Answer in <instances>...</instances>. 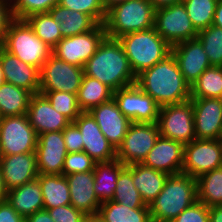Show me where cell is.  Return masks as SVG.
Instances as JSON below:
<instances>
[{"label": "cell", "mask_w": 222, "mask_h": 222, "mask_svg": "<svg viewBox=\"0 0 222 222\" xmlns=\"http://www.w3.org/2000/svg\"><path fill=\"white\" fill-rule=\"evenodd\" d=\"M136 84L160 106L191 99V86L185 81L172 53L138 74Z\"/></svg>", "instance_id": "cell-1"}, {"label": "cell", "mask_w": 222, "mask_h": 222, "mask_svg": "<svg viewBox=\"0 0 222 222\" xmlns=\"http://www.w3.org/2000/svg\"><path fill=\"white\" fill-rule=\"evenodd\" d=\"M84 75L95 78L113 91L136 83L120 41L105 36L95 54L84 64Z\"/></svg>", "instance_id": "cell-2"}, {"label": "cell", "mask_w": 222, "mask_h": 222, "mask_svg": "<svg viewBox=\"0 0 222 222\" xmlns=\"http://www.w3.org/2000/svg\"><path fill=\"white\" fill-rule=\"evenodd\" d=\"M197 201V180L187 174L169 175L162 191L149 205L152 222H171Z\"/></svg>", "instance_id": "cell-3"}, {"label": "cell", "mask_w": 222, "mask_h": 222, "mask_svg": "<svg viewBox=\"0 0 222 222\" xmlns=\"http://www.w3.org/2000/svg\"><path fill=\"white\" fill-rule=\"evenodd\" d=\"M155 10L148 0H126L110 7L104 21L106 36L118 39L153 28Z\"/></svg>", "instance_id": "cell-4"}, {"label": "cell", "mask_w": 222, "mask_h": 222, "mask_svg": "<svg viewBox=\"0 0 222 222\" xmlns=\"http://www.w3.org/2000/svg\"><path fill=\"white\" fill-rule=\"evenodd\" d=\"M131 70L137 76L171 54L172 47L153 28L118 38Z\"/></svg>", "instance_id": "cell-5"}, {"label": "cell", "mask_w": 222, "mask_h": 222, "mask_svg": "<svg viewBox=\"0 0 222 222\" xmlns=\"http://www.w3.org/2000/svg\"><path fill=\"white\" fill-rule=\"evenodd\" d=\"M2 47L21 61L41 70L52 55V48L44 43L25 19H13L5 33Z\"/></svg>", "instance_id": "cell-6"}, {"label": "cell", "mask_w": 222, "mask_h": 222, "mask_svg": "<svg viewBox=\"0 0 222 222\" xmlns=\"http://www.w3.org/2000/svg\"><path fill=\"white\" fill-rule=\"evenodd\" d=\"M38 135L27 114L2 117L0 121V155L36 152Z\"/></svg>", "instance_id": "cell-7"}, {"label": "cell", "mask_w": 222, "mask_h": 222, "mask_svg": "<svg viewBox=\"0 0 222 222\" xmlns=\"http://www.w3.org/2000/svg\"><path fill=\"white\" fill-rule=\"evenodd\" d=\"M154 29L171 47L198 35L182 2L157 8Z\"/></svg>", "instance_id": "cell-8"}, {"label": "cell", "mask_w": 222, "mask_h": 222, "mask_svg": "<svg viewBox=\"0 0 222 222\" xmlns=\"http://www.w3.org/2000/svg\"><path fill=\"white\" fill-rule=\"evenodd\" d=\"M157 124L160 136L190 143L196 139L192 101L161 106Z\"/></svg>", "instance_id": "cell-9"}, {"label": "cell", "mask_w": 222, "mask_h": 222, "mask_svg": "<svg viewBox=\"0 0 222 222\" xmlns=\"http://www.w3.org/2000/svg\"><path fill=\"white\" fill-rule=\"evenodd\" d=\"M159 136L157 123L132 122L116 150V159L125 165L142 163Z\"/></svg>", "instance_id": "cell-10"}, {"label": "cell", "mask_w": 222, "mask_h": 222, "mask_svg": "<svg viewBox=\"0 0 222 222\" xmlns=\"http://www.w3.org/2000/svg\"><path fill=\"white\" fill-rule=\"evenodd\" d=\"M222 167V149L219 139H194L184 145L183 174L193 178Z\"/></svg>", "instance_id": "cell-11"}, {"label": "cell", "mask_w": 222, "mask_h": 222, "mask_svg": "<svg viewBox=\"0 0 222 222\" xmlns=\"http://www.w3.org/2000/svg\"><path fill=\"white\" fill-rule=\"evenodd\" d=\"M105 36L104 24H98L89 32L63 37L52 49V54L69 64L83 68Z\"/></svg>", "instance_id": "cell-12"}, {"label": "cell", "mask_w": 222, "mask_h": 222, "mask_svg": "<svg viewBox=\"0 0 222 222\" xmlns=\"http://www.w3.org/2000/svg\"><path fill=\"white\" fill-rule=\"evenodd\" d=\"M113 99L131 122H158L161 106L136 83L114 91Z\"/></svg>", "instance_id": "cell-13"}, {"label": "cell", "mask_w": 222, "mask_h": 222, "mask_svg": "<svg viewBox=\"0 0 222 222\" xmlns=\"http://www.w3.org/2000/svg\"><path fill=\"white\" fill-rule=\"evenodd\" d=\"M84 75L83 68L51 55L40 70V91L77 94Z\"/></svg>", "instance_id": "cell-14"}, {"label": "cell", "mask_w": 222, "mask_h": 222, "mask_svg": "<svg viewBox=\"0 0 222 222\" xmlns=\"http://www.w3.org/2000/svg\"><path fill=\"white\" fill-rule=\"evenodd\" d=\"M82 134L83 151L96 163L116 159V149L101 132L89 112H82L73 122Z\"/></svg>", "instance_id": "cell-15"}, {"label": "cell", "mask_w": 222, "mask_h": 222, "mask_svg": "<svg viewBox=\"0 0 222 222\" xmlns=\"http://www.w3.org/2000/svg\"><path fill=\"white\" fill-rule=\"evenodd\" d=\"M196 139H219L222 136V99L191 98Z\"/></svg>", "instance_id": "cell-16"}, {"label": "cell", "mask_w": 222, "mask_h": 222, "mask_svg": "<svg viewBox=\"0 0 222 222\" xmlns=\"http://www.w3.org/2000/svg\"><path fill=\"white\" fill-rule=\"evenodd\" d=\"M67 153L62 131L38 135L36 157L39 174H62Z\"/></svg>", "instance_id": "cell-17"}, {"label": "cell", "mask_w": 222, "mask_h": 222, "mask_svg": "<svg viewBox=\"0 0 222 222\" xmlns=\"http://www.w3.org/2000/svg\"><path fill=\"white\" fill-rule=\"evenodd\" d=\"M171 53L176 59L185 81L192 86L211 64L201 42L195 38L172 46Z\"/></svg>", "instance_id": "cell-18"}, {"label": "cell", "mask_w": 222, "mask_h": 222, "mask_svg": "<svg viewBox=\"0 0 222 222\" xmlns=\"http://www.w3.org/2000/svg\"><path fill=\"white\" fill-rule=\"evenodd\" d=\"M89 113L107 140L117 150L132 122L122 114L113 98L92 108Z\"/></svg>", "instance_id": "cell-19"}, {"label": "cell", "mask_w": 222, "mask_h": 222, "mask_svg": "<svg viewBox=\"0 0 222 222\" xmlns=\"http://www.w3.org/2000/svg\"><path fill=\"white\" fill-rule=\"evenodd\" d=\"M183 154L184 145L181 142L159 136L142 164L175 175L182 172Z\"/></svg>", "instance_id": "cell-20"}, {"label": "cell", "mask_w": 222, "mask_h": 222, "mask_svg": "<svg viewBox=\"0 0 222 222\" xmlns=\"http://www.w3.org/2000/svg\"><path fill=\"white\" fill-rule=\"evenodd\" d=\"M0 171L9 191L39 176L36 152L1 156Z\"/></svg>", "instance_id": "cell-21"}, {"label": "cell", "mask_w": 222, "mask_h": 222, "mask_svg": "<svg viewBox=\"0 0 222 222\" xmlns=\"http://www.w3.org/2000/svg\"><path fill=\"white\" fill-rule=\"evenodd\" d=\"M27 117L37 135L63 131L71 123L63 114L57 112L41 93L31 96Z\"/></svg>", "instance_id": "cell-22"}, {"label": "cell", "mask_w": 222, "mask_h": 222, "mask_svg": "<svg viewBox=\"0 0 222 222\" xmlns=\"http://www.w3.org/2000/svg\"><path fill=\"white\" fill-rule=\"evenodd\" d=\"M0 60L5 82L24 88L32 94L40 92V70L38 68L21 61L2 46L0 47Z\"/></svg>", "instance_id": "cell-23"}, {"label": "cell", "mask_w": 222, "mask_h": 222, "mask_svg": "<svg viewBox=\"0 0 222 222\" xmlns=\"http://www.w3.org/2000/svg\"><path fill=\"white\" fill-rule=\"evenodd\" d=\"M70 192V204L87 216L98 214L102 204L94 192L93 171L66 175Z\"/></svg>", "instance_id": "cell-24"}, {"label": "cell", "mask_w": 222, "mask_h": 222, "mask_svg": "<svg viewBox=\"0 0 222 222\" xmlns=\"http://www.w3.org/2000/svg\"><path fill=\"white\" fill-rule=\"evenodd\" d=\"M6 200L24 218L44 209L42 191L37 178L9 190Z\"/></svg>", "instance_id": "cell-25"}, {"label": "cell", "mask_w": 222, "mask_h": 222, "mask_svg": "<svg viewBox=\"0 0 222 222\" xmlns=\"http://www.w3.org/2000/svg\"><path fill=\"white\" fill-rule=\"evenodd\" d=\"M169 174L147 167L142 163L132 164V180L144 203L151 202L162 191Z\"/></svg>", "instance_id": "cell-26"}, {"label": "cell", "mask_w": 222, "mask_h": 222, "mask_svg": "<svg viewBox=\"0 0 222 222\" xmlns=\"http://www.w3.org/2000/svg\"><path fill=\"white\" fill-rule=\"evenodd\" d=\"M56 23H60L62 37H70L93 30L98 23L87 14L56 5L48 12Z\"/></svg>", "instance_id": "cell-27"}, {"label": "cell", "mask_w": 222, "mask_h": 222, "mask_svg": "<svg viewBox=\"0 0 222 222\" xmlns=\"http://www.w3.org/2000/svg\"><path fill=\"white\" fill-rule=\"evenodd\" d=\"M125 166L117 159L109 162L95 163L93 170L94 192L101 203L113 199L116 182L121 170Z\"/></svg>", "instance_id": "cell-28"}, {"label": "cell", "mask_w": 222, "mask_h": 222, "mask_svg": "<svg viewBox=\"0 0 222 222\" xmlns=\"http://www.w3.org/2000/svg\"><path fill=\"white\" fill-rule=\"evenodd\" d=\"M44 209H53L70 204V192L65 175L39 174Z\"/></svg>", "instance_id": "cell-29"}, {"label": "cell", "mask_w": 222, "mask_h": 222, "mask_svg": "<svg viewBox=\"0 0 222 222\" xmlns=\"http://www.w3.org/2000/svg\"><path fill=\"white\" fill-rule=\"evenodd\" d=\"M113 90L99 80L83 75L77 93L78 106L82 112H89L92 108L113 98Z\"/></svg>", "instance_id": "cell-30"}, {"label": "cell", "mask_w": 222, "mask_h": 222, "mask_svg": "<svg viewBox=\"0 0 222 222\" xmlns=\"http://www.w3.org/2000/svg\"><path fill=\"white\" fill-rule=\"evenodd\" d=\"M33 94L24 88L4 82L0 85V113L2 117L27 114Z\"/></svg>", "instance_id": "cell-31"}, {"label": "cell", "mask_w": 222, "mask_h": 222, "mask_svg": "<svg viewBox=\"0 0 222 222\" xmlns=\"http://www.w3.org/2000/svg\"><path fill=\"white\" fill-rule=\"evenodd\" d=\"M97 215L103 222H152L149 208H130L112 200L102 202Z\"/></svg>", "instance_id": "cell-32"}, {"label": "cell", "mask_w": 222, "mask_h": 222, "mask_svg": "<svg viewBox=\"0 0 222 222\" xmlns=\"http://www.w3.org/2000/svg\"><path fill=\"white\" fill-rule=\"evenodd\" d=\"M196 180L197 201L207 207L222 205V167L207 172Z\"/></svg>", "instance_id": "cell-33"}, {"label": "cell", "mask_w": 222, "mask_h": 222, "mask_svg": "<svg viewBox=\"0 0 222 222\" xmlns=\"http://www.w3.org/2000/svg\"><path fill=\"white\" fill-rule=\"evenodd\" d=\"M114 202L126 205L130 208H149L135 187L132 180V164L126 165L120 172L114 190Z\"/></svg>", "instance_id": "cell-34"}, {"label": "cell", "mask_w": 222, "mask_h": 222, "mask_svg": "<svg viewBox=\"0 0 222 222\" xmlns=\"http://www.w3.org/2000/svg\"><path fill=\"white\" fill-rule=\"evenodd\" d=\"M191 98L222 99V66L207 68L191 86Z\"/></svg>", "instance_id": "cell-35"}, {"label": "cell", "mask_w": 222, "mask_h": 222, "mask_svg": "<svg viewBox=\"0 0 222 222\" xmlns=\"http://www.w3.org/2000/svg\"><path fill=\"white\" fill-rule=\"evenodd\" d=\"M25 20L34 33L52 49L63 38L60 23H56L48 12L29 15Z\"/></svg>", "instance_id": "cell-36"}, {"label": "cell", "mask_w": 222, "mask_h": 222, "mask_svg": "<svg viewBox=\"0 0 222 222\" xmlns=\"http://www.w3.org/2000/svg\"><path fill=\"white\" fill-rule=\"evenodd\" d=\"M218 0H183L186 12L199 32L213 25L215 8Z\"/></svg>", "instance_id": "cell-37"}, {"label": "cell", "mask_w": 222, "mask_h": 222, "mask_svg": "<svg viewBox=\"0 0 222 222\" xmlns=\"http://www.w3.org/2000/svg\"><path fill=\"white\" fill-rule=\"evenodd\" d=\"M196 38L201 42L211 66H222V28L211 25L200 30Z\"/></svg>", "instance_id": "cell-38"}, {"label": "cell", "mask_w": 222, "mask_h": 222, "mask_svg": "<svg viewBox=\"0 0 222 222\" xmlns=\"http://www.w3.org/2000/svg\"><path fill=\"white\" fill-rule=\"evenodd\" d=\"M52 107L59 113L63 114L70 122L82 113L78 106L77 94L62 91H40Z\"/></svg>", "instance_id": "cell-39"}, {"label": "cell", "mask_w": 222, "mask_h": 222, "mask_svg": "<svg viewBox=\"0 0 222 222\" xmlns=\"http://www.w3.org/2000/svg\"><path fill=\"white\" fill-rule=\"evenodd\" d=\"M58 5L90 15L98 24H104L107 11L101 0H59Z\"/></svg>", "instance_id": "cell-40"}, {"label": "cell", "mask_w": 222, "mask_h": 222, "mask_svg": "<svg viewBox=\"0 0 222 222\" xmlns=\"http://www.w3.org/2000/svg\"><path fill=\"white\" fill-rule=\"evenodd\" d=\"M59 0H14L11 4L15 19H25L35 13L49 12Z\"/></svg>", "instance_id": "cell-41"}, {"label": "cell", "mask_w": 222, "mask_h": 222, "mask_svg": "<svg viewBox=\"0 0 222 222\" xmlns=\"http://www.w3.org/2000/svg\"><path fill=\"white\" fill-rule=\"evenodd\" d=\"M95 161L84 151L67 153L64 160L62 175L93 171Z\"/></svg>", "instance_id": "cell-42"}, {"label": "cell", "mask_w": 222, "mask_h": 222, "mask_svg": "<svg viewBox=\"0 0 222 222\" xmlns=\"http://www.w3.org/2000/svg\"><path fill=\"white\" fill-rule=\"evenodd\" d=\"M171 222H209V207L196 201Z\"/></svg>", "instance_id": "cell-43"}, {"label": "cell", "mask_w": 222, "mask_h": 222, "mask_svg": "<svg viewBox=\"0 0 222 222\" xmlns=\"http://www.w3.org/2000/svg\"><path fill=\"white\" fill-rule=\"evenodd\" d=\"M47 211L54 222H83L87 217L71 204L48 209Z\"/></svg>", "instance_id": "cell-44"}, {"label": "cell", "mask_w": 222, "mask_h": 222, "mask_svg": "<svg viewBox=\"0 0 222 222\" xmlns=\"http://www.w3.org/2000/svg\"><path fill=\"white\" fill-rule=\"evenodd\" d=\"M62 133L65 147L68 153L83 151L82 134L73 122L65 127Z\"/></svg>", "instance_id": "cell-45"}, {"label": "cell", "mask_w": 222, "mask_h": 222, "mask_svg": "<svg viewBox=\"0 0 222 222\" xmlns=\"http://www.w3.org/2000/svg\"><path fill=\"white\" fill-rule=\"evenodd\" d=\"M13 19L11 3L0 1V47L3 45L5 33Z\"/></svg>", "instance_id": "cell-46"}, {"label": "cell", "mask_w": 222, "mask_h": 222, "mask_svg": "<svg viewBox=\"0 0 222 222\" xmlns=\"http://www.w3.org/2000/svg\"><path fill=\"white\" fill-rule=\"evenodd\" d=\"M0 222H25V218L6 201L0 202Z\"/></svg>", "instance_id": "cell-47"}, {"label": "cell", "mask_w": 222, "mask_h": 222, "mask_svg": "<svg viewBox=\"0 0 222 222\" xmlns=\"http://www.w3.org/2000/svg\"><path fill=\"white\" fill-rule=\"evenodd\" d=\"M25 222H54L45 209L35 212L25 218Z\"/></svg>", "instance_id": "cell-48"}, {"label": "cell", "mask_w": 222, "mask_h": 222, "mask_svg": "<svg viewBox=\"0 0 222 222\" xmlns=\"http://www.w3.org/2000/svg\"><path fill=\"white\" fill-rule=\"evenodd\" d=\"M209 222H222V205L209 207Z\"/></svg>", "instance_id": "cell-49"}, {"label": "cell", "mask_w": 222, "mask_h": 222, "mask_svg": "<svg viewBox=\"0 0 222 222\" xmlns=\"http://www.w3.org/2000/svg\"><path fill=\"white\" fill-rule=\"evenodd\" d=\"M213 25L222 28V0H218L213 18Z\"/></svg>", "instance_id": "cell-50"}, {"label": "cell", "mask_w": 222, "mask_h": 222, "mask_svg": "<svg viewBox=\"0 0 222 222\" xmlns=\"http://www.w3.org/2000/svg\"><path fill=\"white\" fill-rule=\"evenodd\" d=\"M156 9L168 5L181 3L183 0H148Z\"/></svg>", "instance_id": "cell-51"}, {"label": "cell", "mask_w": 222, "mask_h": 222, "mask_svg": "<svg viewBox=\"0 0 222 222\" xmlns=\"http://www.w3.org/2000/svg\"><path fill=\"white\" fill-rule=\"evenodd\" d=\"M8 190L5 187L4 179L0 171V202L6 201Z\"/></svg>", "instance_id": "cell-52"}, {"label": "cell", "mask_w": 222, "mask_h": 222, "mask_svg": "<svg viewBox=\"0 0 222 222\" xmlns=\"http://www.w3.org/2000/svg\"><path fill=\"white\" fill-rule=\"evenodd\" d=\"M125 1L126 0H101V2L103 3L104 7L106 8V11L110 7H112V6H114V5L118 4V3L125 2Z\"/></svg>", "instance_id": "cell-53"}, {"label": "cell", "mask_w": 222, "mask_h": 222, "mask_svg": "<svg viewBox=\"0 0 222 222\" xmlns=\"http://www.w3.org/2000/svg\"><path fill=\"white\" fill-rule=\"evenodd\" d=\"M83 222H103L98 215L87 216Z\"/></svg>", "instance_id": "cell-54"}, {"label": "cell", "mask_w": 222, "mask_h": 222, "mask_svg": "<svg viewBox=\"0 0 222 222\" xmlns=\"http://www.w3.org/2000/svg\"><path fill=\"white\" fill-rule=\"evenodd\" d=\"M5 82L4 80V73H3V69H2V65H1V60H0V85L3 84Z\"/></svg>", "instance_id": "cell-55"}, {"label": "cell", "mask_w": 222, "mask_h": 222, "mask_svg": "<svg viewBox=\"0 0 222 222\" xmlns=\"http://www.w3.org/2000/svg\"><path fill=\"white\" fill-rule=\"evenodd\" d=\"M219 142H220L221 149H222V136L219 138Z\"/></svg>", "instance_id": "cell-56"}, {"label": "cell", "mask_w": 222, "mask_h": 222, "mask_svg": "<svg viewBox=\"0 0 222 222\" xmlns=\"http://www.w3.org/2000/svg\"><path fill=\"white\" fill-rule=\"evenodd\" d=\"M7 2H10L11 4L14 2V0H5Z\"/></svg>", "instance_id": "cell-57"}]
</instances>
